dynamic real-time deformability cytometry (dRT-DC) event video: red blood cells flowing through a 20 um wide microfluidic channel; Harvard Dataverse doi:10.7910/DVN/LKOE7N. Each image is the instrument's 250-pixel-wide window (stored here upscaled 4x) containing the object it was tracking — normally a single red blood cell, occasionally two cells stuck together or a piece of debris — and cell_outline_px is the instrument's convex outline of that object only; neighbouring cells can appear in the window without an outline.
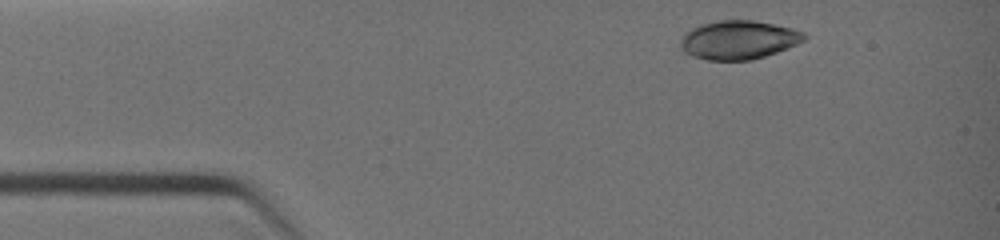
{"species": "common noctule bat (a hibernating species)", "species_latin": "Nyctalus noctula", "temperature_condition": "warm", "stored_images_in_passage": 14, "camera_frame_rate_fps": 3000, "um_per_image_px": 0.085, "animal": {"sex": "female", "body_mass_g": 19.0, "forearm_length_mm": 51.5}, "frame": {"image": 1, "passage_image": 1, "time_ms": 0.0, "image_size_px": [1000, 240], "cell_outline_px": [[808, 36], [804, 40], [788, 48], [752, 60], [708, 60], [692, 56], [684, 52], [680, 44], [680, 40], [684, 32], [700, 24], [716, 20], [752, 20], [792, 28], [804, 32]], "centroid_in_image_um": [62.75, 3.38], "position_along_channel_um": 22.2, "area_um2": 27.98}}
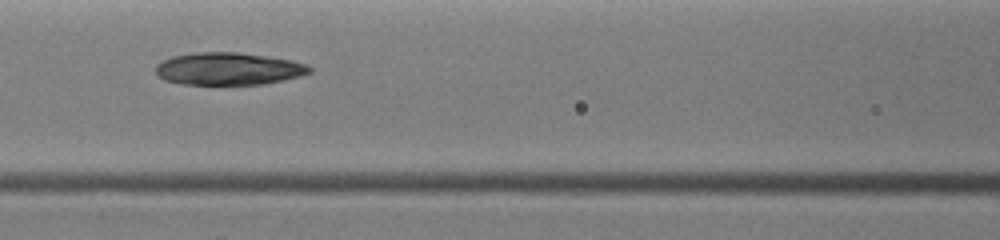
{"frame": {"image": 2, "passage_image": 7, "time_ms": 3.667, "image_size_px": [1000, 240], "cell_outline_px": [[312, 72], [300, 76], [284, 80], [264, 84], [180, 84], [164, 80], [156, 72], [156, 64], [172, 56], [196, 52], [236, 52], [268, 56], [292, 60], [304, 64], [312, 68]], "centroid_in_image_um": [19.43, 5.84], "position_along_channel_um": 147.2, "area_um2": 29.07}}
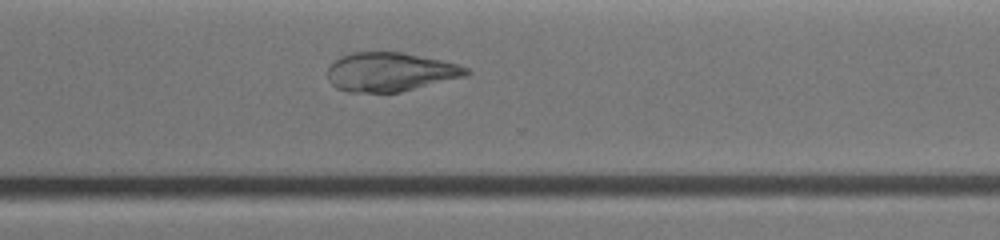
{"frame": {"image": 3, "passage_image": 14, "time_ms": 7.333, "image_size_px": [1000, 240], "cell_outline_px": [[472, 72], [468, 76], [400, 92], [348, 92], [336, 88], [328, 80], [328, 68], [340, 56], [352, 52], [404, 52], [460, 64], [468, 68]], "centroid_in_image_um": [33.21, 6.11], "position_along_channel_um": 337.4, "area_um2": 31.73}}